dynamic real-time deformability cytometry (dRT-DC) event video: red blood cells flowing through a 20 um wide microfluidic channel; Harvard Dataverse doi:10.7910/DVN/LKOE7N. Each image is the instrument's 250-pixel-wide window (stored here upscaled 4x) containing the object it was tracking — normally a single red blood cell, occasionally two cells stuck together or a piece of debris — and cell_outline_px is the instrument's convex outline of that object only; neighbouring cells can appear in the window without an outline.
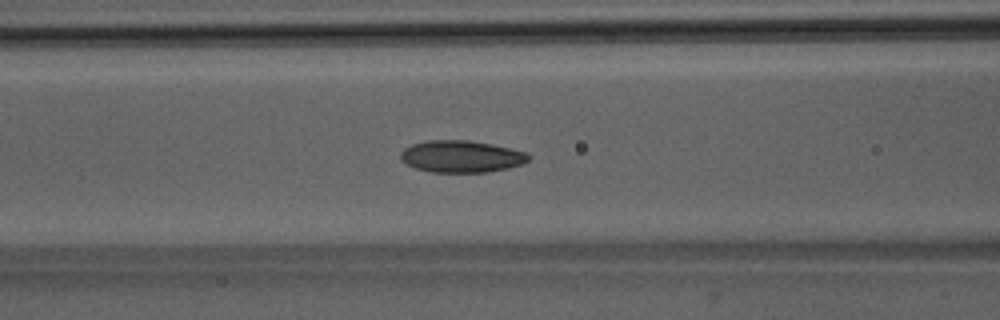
{"species": "Egyptian fruit bat (a non-hibernating species)", "species_latin": "Rousettus aegyptiacus", "temperature_condition": "room temperature", "stored_images_in_passage": 52, "camera_frame_rate_fps": 3000, "um_per_image_px": 0.085, "animal": {"sex": "male"}, "frame": {"image": 1, "passage_image": 22, "time_ms": 7.0, "image_size_px": [1000, 320], "cell_outline_px": [[532, 156], [524, 164], [508, 168], [488, 172], [432, 172], [416, 168], [400, 160], [400, 152], [404, 148], [412, 144], [428, 140], [468, 140], [492, 144], [524, 152]], "centroid_in_image_um": [39.21, 13.3], "position_along_channel_um": 127.4, "area_um2": 23.81}}
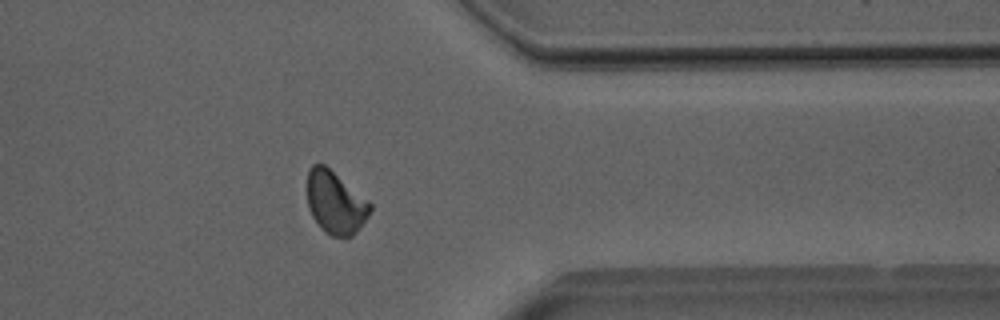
{"frame": {"image": 2, "passage_image": 42, "time_ms": 13.667, "image_size_px": [1000, 320], "cell_outline_px": [[372, 208], [368, 216], [356, 232], [352, 236], [344, 240], [332, 236], [324, 232], [320, 228], [312, 216], [308, 208], [308, 172], [312, 164], [324, 164], [372, 204]], "centroid_in_image_um": [28.5, 17.27], "position_along_channel_um": 382.9, "area_um2": 22.95}}
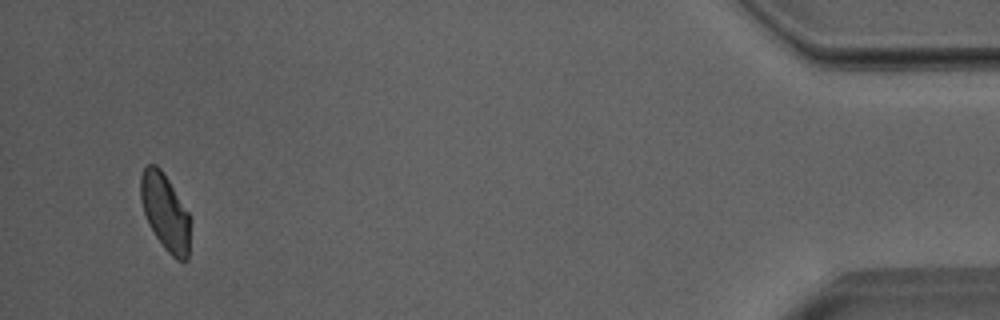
{"frame": {"image": 3, "passage_image": 50, "time_ms": 16.333, "image_size_px": [1000, 320], "cell_outline_px": [[188, 260], [176, 260], [164, 248], [148, 224], [140, 200], [140, 176], [144, 168], [148, 164], [156, 164], [160, 168], [168, 180], [188, 212]], "centroid_in_image_um": [13.99, 18.01], "position_along_channel_um": 421.2, "area_um2": 21.68}, "authors_computed_cell_mechanics": {"area_um2": 23.3512, "velocity_mm_per_s": 3.9798, "shape_relaxation_time_tau1_ms": 4.0811, "shape_relaxation_time_tau2_ms": 2.32, "deformation_change_tau1": 0.1195, "deformation_change_tau2": 0.0766}}